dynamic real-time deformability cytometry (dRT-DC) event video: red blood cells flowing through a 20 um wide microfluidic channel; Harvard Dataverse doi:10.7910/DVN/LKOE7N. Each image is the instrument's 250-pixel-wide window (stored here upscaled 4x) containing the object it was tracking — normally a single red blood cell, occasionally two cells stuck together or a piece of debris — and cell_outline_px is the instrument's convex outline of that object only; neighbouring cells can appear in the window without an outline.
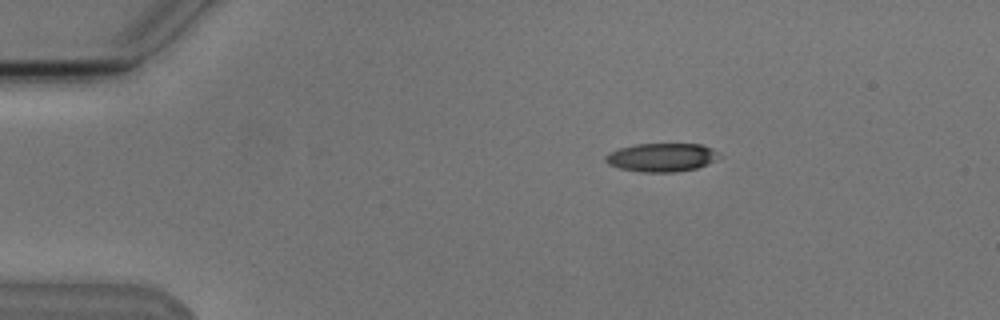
{"species": "Egyptian fruit bat (a non-hibernating species)", "species_latin": "Rousettus aegyptiacus", "temperature_condition": "cold", "stored_images_in_passage": 4, "camera_frame_rate_fps": 3000, "um_per_image_px": 0.085, "animal": {"sex": "male"}, "frame": {"image": 1, "passage_image": 1, "time_ms": 0.0, "image_size_px": [1000, 320], "cell_outline_px": [[724, 156], [708, 164], [696, 168], [676, 172], [640, 172], [620, 168], [608, 164], [604, 160], [604, 156], [608, 152], [620, 148], [636, 144], [700, 144], [712, 148]], "centroid_in_image_um": [56.26, 13.38], "position_along_channel_um": 28.7, "area_um2": 19.07}}